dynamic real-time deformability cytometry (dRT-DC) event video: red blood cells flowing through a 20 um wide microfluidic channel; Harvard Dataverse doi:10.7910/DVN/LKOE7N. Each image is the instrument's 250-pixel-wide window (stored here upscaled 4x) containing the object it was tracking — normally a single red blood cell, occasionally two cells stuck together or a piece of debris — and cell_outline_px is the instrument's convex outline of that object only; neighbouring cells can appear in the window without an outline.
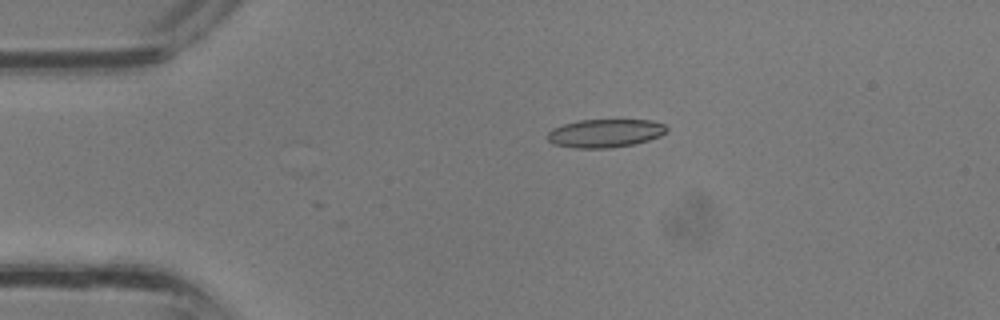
{"species": "common noctule bat (a hibernating species)", "species_latin": "Nyctalus noctula", "temperature_condition": "room temperature", "stored_images_in_passage": 9, "camera_frame_rate_fps": 3000, "um_per_image_px": 0.085, "animal": {"sex": "male", "body_mass_g": 13.3}, "frame": {"image": 1, "passage_image": 6, "time_ms": 1.667, "image_size_px": [1000, 320], "cell_outline_px": [[668, 132], [660, 136], [636, 144], [612, 148], [576, 148], [552, 144], [548, 140], [548, 132], [552, 128], [564, 124], [580, 120], [652, 120], [664, 124], [668, 128]], "centroid_in_image_um": [51.46, 11.33], "position_along_channel_um": 33.5, "area_um2": 19.83}}